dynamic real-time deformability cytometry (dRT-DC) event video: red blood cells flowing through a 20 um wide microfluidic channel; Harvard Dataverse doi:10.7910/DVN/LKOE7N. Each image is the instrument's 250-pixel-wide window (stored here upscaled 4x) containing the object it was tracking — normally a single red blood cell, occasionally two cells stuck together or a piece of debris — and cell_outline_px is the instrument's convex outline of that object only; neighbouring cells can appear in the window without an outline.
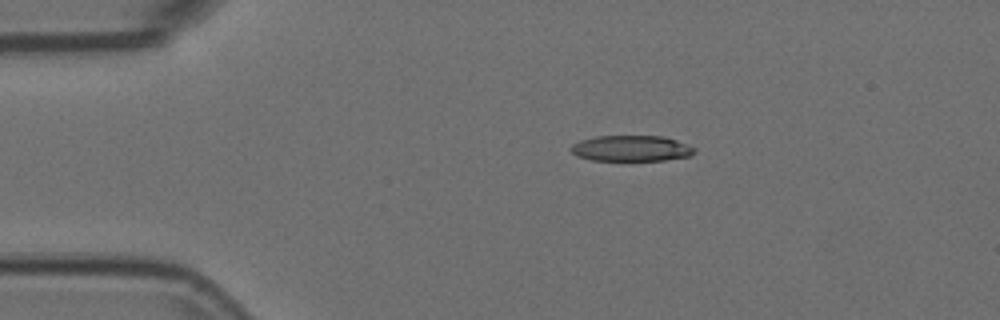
{"species": "Egyptian fruit bat (a non-hibernating species)", "species_latin": "Rousettus aegyptiacus", "temperature_condition": "room temperature", "stored_images_in_passage": 3, "camera_frame_rate_fps": 3000, "um_per_image_px": 0.085, "animal": {"sex": "female"}, "frame": {"image": 1, "passage_image": 1, "time_ms": 0.0, "image_size_px": [1000, 320], "cell_outline_px": [[696, 152], [688, 156], [664, 160], [592, 160], [576, 156], [568, 148], [572, 144], [580, 140], [596, 136], [664, 136], [676, 140], [696, 148]], "centroid_in_image_um": [53.62, 12.6], "position_along_channel_um": 31.4, "area_um2": 18.61}}
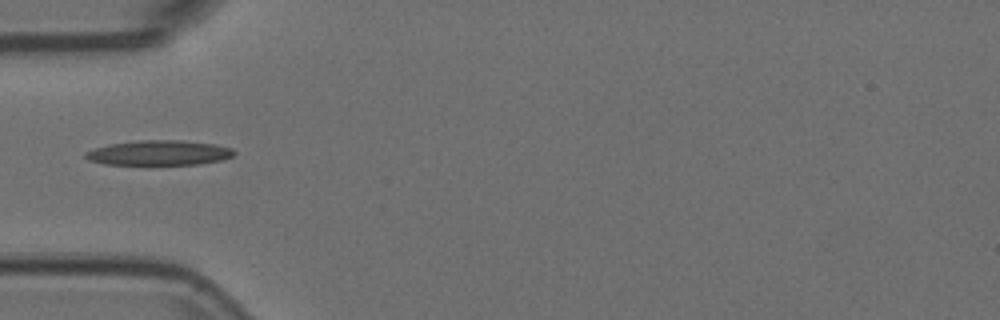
{"frame": {"image": 2, "passage_image": 3, "time_ms": 0.667, "image_size_px": [1000, 320], "cell_outline_px": [[236, 152], [232, 156], [220, 160], [196, 164], [148, 168], [104, 164], [88, 160], [84, 156], [84, 152], [108, 144], [140, 140], [180, 140], [216, 144], [232, 148]], "centroid_in_image_um": [13.46, 13.04], "position_along_channel_um": 71.5, "area_um2": 22.77}}